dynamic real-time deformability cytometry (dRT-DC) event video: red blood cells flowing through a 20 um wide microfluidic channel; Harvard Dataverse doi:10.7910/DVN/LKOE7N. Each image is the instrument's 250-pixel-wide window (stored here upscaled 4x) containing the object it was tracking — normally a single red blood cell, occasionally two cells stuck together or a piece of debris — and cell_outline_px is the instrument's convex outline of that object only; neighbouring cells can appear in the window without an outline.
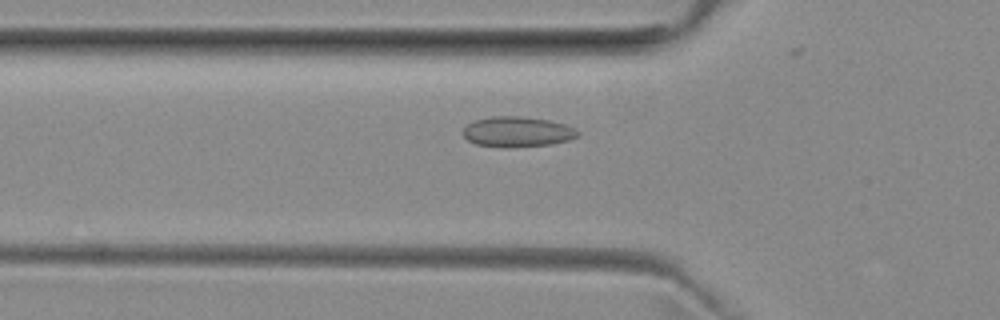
{"species": "common noctule bat (a hibernating species)", "species_latin": "Nyctalus noctula", "temperature_condition": "room temperature", "stored_images_in_passage": 43, "camera_frame_rate_fps": 3000, "um_per_image_px": 0.085, "animal": {"sex": "female", "body_mass_g": 29.2, "forearm_length_mm": 56.3}, "frame": {"image": 1, "passage_image": 12, "time_ms": 3.667, "image_size_px": [1000, 320], "cell_outline_px": [[580, 136], [568, 140], [548, 144], [512, 148], [476, 144], [468, 140], [464, 136], [464, 128], [468, 124], [476, 120], [492, 116], [520, 116], [548, 120], [564, 124], [580, 132]], "centroid_in_image_um": [43.98, 11.2], "position_along_channel_um": 81.8, "area_um2": 20.06}}
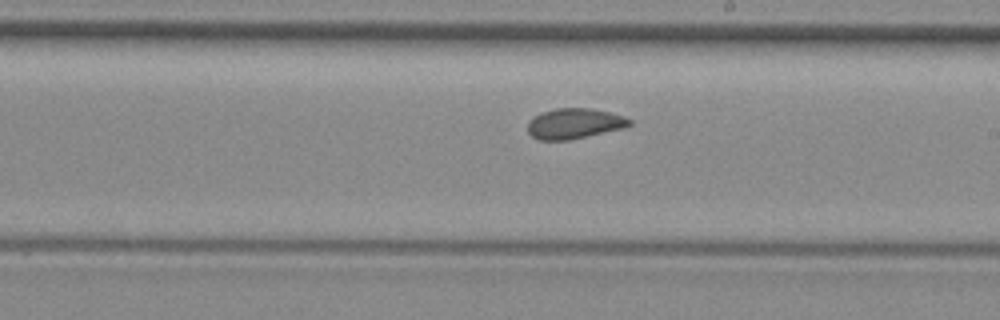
{"frame": {"image": 2, "passage_image": 24, "time_ms": 7.667, "image_size_px": [1000, 320], "cell_outline_px": [[632, 124], [624, 128], [568, 140], [540, 140], [532, 136], [528, 132], [528, 120], [532, 116], [556, 108], [592, 108], [624, 116], [632, 120]], "centroid_in_image_um": [48.81, 10.5], "position_along_channel_um": 240.2, "area_um2": 18.03}}
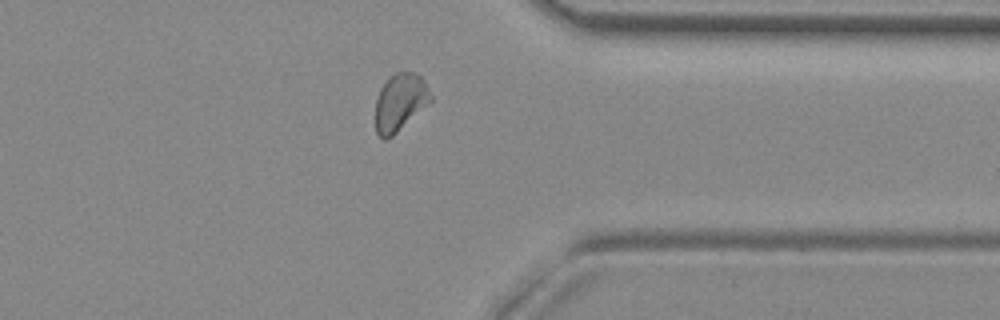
{"frame": {"image": 3, "passage_image": 35, "time_ms": 11.333, "image_size_px": [1000, 320], "cell_outline_px": [[432, 100], [392, 136], [384, 140], [376, 132], [376, 96], [380, 88], [388, 76], [396, 72], [416, 72], [424, 80], [432, 96]], "centroid_in_image_um": [33.99, 8.65], "position_along_channel_um": 377.4, "area_um2": 18.38}, "authors_computed_cell_mechanics": {"area_um2": 18.6116, "velocity_mm_per_s": 3.9599, "shape_relaxation_time_tau1_ms": null, "shape_relaxation_time_tau2_ms": 0.9256, "deformation_change_tau1": null, "deformation_change_tau2": 0.041}}